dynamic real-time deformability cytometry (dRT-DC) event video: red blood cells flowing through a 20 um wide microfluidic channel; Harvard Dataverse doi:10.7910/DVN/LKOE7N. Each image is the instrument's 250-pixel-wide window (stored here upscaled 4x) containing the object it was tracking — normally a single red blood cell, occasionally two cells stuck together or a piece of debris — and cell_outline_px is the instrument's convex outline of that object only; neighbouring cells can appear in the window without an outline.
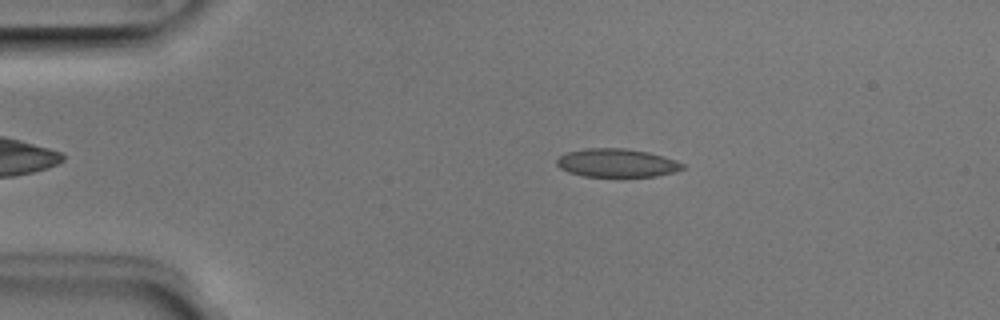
{"species": "Egyptian fruit bat (a non-hibernating species)", "species_latin": "Rousettus aegyptiacus", "temperature_condition": "room temperature", "stored_images_in_passage": 43, "camera_frame_rate_fps": 3000, "um_per_image_px": 0.085, "animal": {"sex": "male"}, "frame": {"image": 1, "passage_image": 2, "time_ms": 0.333, "image_size_px": [1000, 320], "cell_outline_px": [[684, 168], [676, 172], [656, 176], [584, 176], [568, 172], [560, 168], [556, 164], [556, 160], [560, 156], [568, 152], [588, 148], [624, 148], [648, 152], [676, 160], [684, 164]], "centroid_in_image_um": [52.44, 13.85], "position_along_channel_um": 32.6, "area_um2": 20.69}}
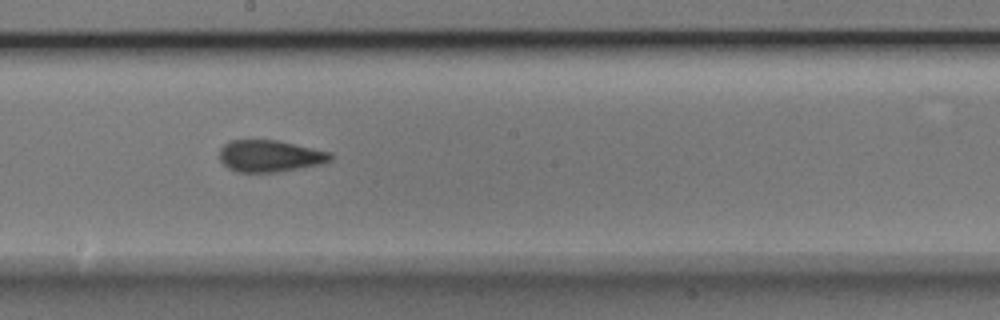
{"frame": {"image": 2, "passage_image": 20, "time_ms": 6.333, "image_size_px": [1000, 320], "cell_outline_px": [[332, 160], [320, 164], [276, 172], [236, 172], [228, 168], [220, 160], [220, 148], [228, 140], [276, 140], [332, 152]], "centroid_in_image_um": [22.92, 13.25], "position_along_channel_um": 225.3, "area_um2": 20.52}}
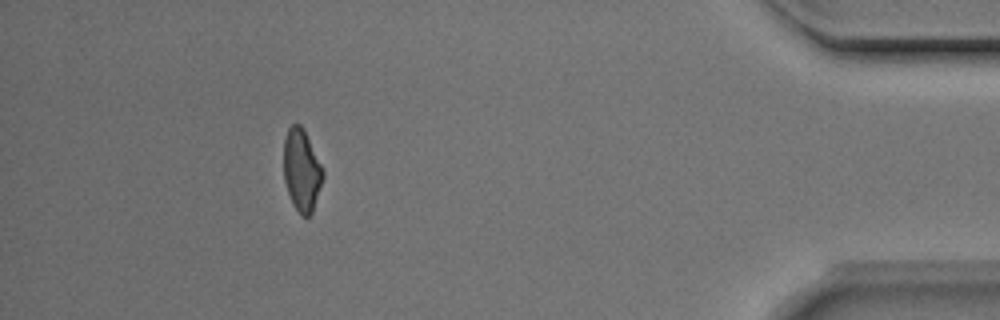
{"frame": {"image": 3, "passage_image": 38, "time_ms": 12.333, "image_size_px": [1000, 320], "cell_outline_px": [[324, 176], [312, 212], [308, 216], [304, 216], [296, 208], [288, 192], [284, 180], [284, 140], [288, 128], [292, 124], [300, 124], [304, 128], [324, 168]], "centroid_in_image_um": [25.66, 14.4], "position_along_channel_um": 409.5, "area_um2": 18.73}, "authors_computed_cell_mechanics": {"area_um2": 20.4612, "velocity_mm_per_s": 3.9774, "shape_relaxation_time_tau1_ms": 9.0135, "shape_relaxation_time_tau2_ms": 1.9771, "deformation_change_tau1": 0.1833, "deformation_change_tau2": 0.0782}}